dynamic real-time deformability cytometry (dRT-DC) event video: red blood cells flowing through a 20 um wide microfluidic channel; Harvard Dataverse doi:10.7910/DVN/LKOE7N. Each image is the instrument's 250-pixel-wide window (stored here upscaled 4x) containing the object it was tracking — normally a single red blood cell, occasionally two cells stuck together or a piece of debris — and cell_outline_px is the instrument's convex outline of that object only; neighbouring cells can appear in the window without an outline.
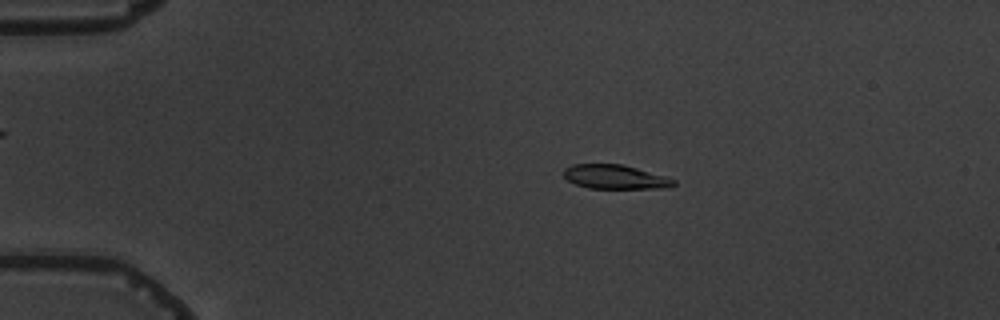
{"species": "common noctule bat (a hibernating species)", "species_latin": "Nyctalus noctula", "temperature_condition": "warm", "stored_images_in_passage": 4, "camera_frame_rate_fps": 3000, "um_per_image_px": 0.085, "animal": {"sex": "male", "body_mass_g": 19.5, "forearm_length_mm": 54.6}, "frame": {"image": 1, "passage_image": 3, "time_ms": 2.333, "image_size_px": [1000, 320], "cell_outline_px": [[676, 184], [668, 188], [588, 188], [576, 184], [568, 180], [564, 176], [564, 168], [572, 164], [620, 164], [636, 168], [664, 176], [676, 180]], "centroid_in_image_um": [52.28, 15.04], "position_along_channel_um": 32.7, "area_um2": 15.32}}